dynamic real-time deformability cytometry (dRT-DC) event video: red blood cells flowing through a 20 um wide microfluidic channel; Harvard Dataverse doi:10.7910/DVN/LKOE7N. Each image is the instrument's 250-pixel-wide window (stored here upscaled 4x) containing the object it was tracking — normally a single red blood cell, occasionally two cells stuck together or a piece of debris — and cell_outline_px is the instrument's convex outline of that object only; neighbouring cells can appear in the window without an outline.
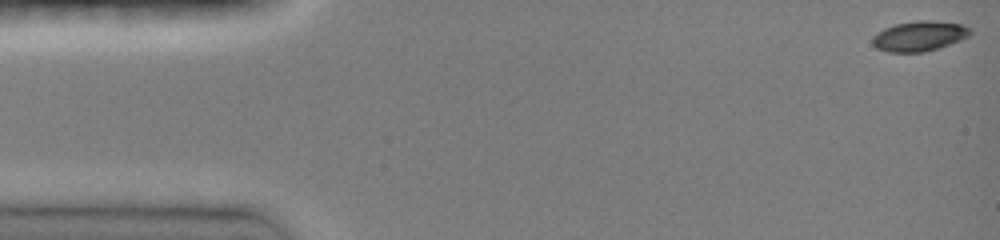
{"species": "common noctule bat (a hibernating species)", "species_latin": "Nyctalus noctula", "temperature_condition": "room temperature", "stored_images_in_passage": 45, "camera_frame_rate_fps": 3000, "um_per_image_px": 0.085, "animal": {"sex": "female", "body_mass_g": 19.0, "forearm_length_mm": 51.5}, "frame": {"image": 1, "passage_image": 1, "time_ms": 0.0, "image_size_px": [1000, 240], "cell_outline_px": [[972, 32], [968, 36], [960, 40], [924, 52], [888, 52], [876, 48], [872, 44], [872, 36], [884, 28], [896, 24], [916, 20], [928, 20], [960, 24], [972, 28]], "centroid_in_image_um": [78.12, 3.06], "position_along_channel_um": 6.9, "area_um2": 17.05}}
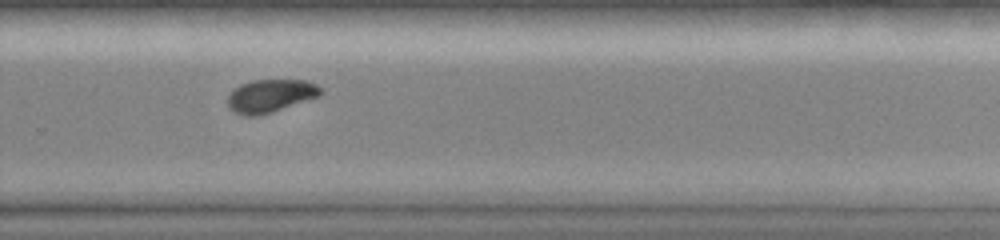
{"frame": {"image": 2, "passage_image": 32, "time_ms": 10.333, "image_size_px": [1000, 240], "cell_outline_px": [[324, 92], [320, 96], [272, 112], [256, 116], [244, 116], [228, 108], [228, 96], [240, 84], [252, 80], [304, 80], [316, 84]], "centroid_in_image_um": [23.0, 8.14], "position_along_channel_um": 306.8, "area_um2": 17.8}}
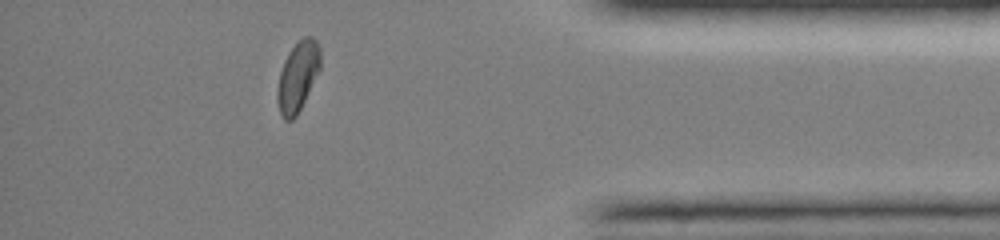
{"frame": {"image": 3, "passage_image": 41, "time_ms": 13.333, "image_size_px": [1000, 240], "cell_outline_px": [[320, 68], [296, 116], [292, 120], [284, 120], [280, 116], [276, 100], [276, 88], [280, 72], [284, 60], [288, 52], [304, 36], [312, 36], [316, 40], [320, 48]], "centroid_in_image_um": [25.27, 6.51], "position_along_channel_um": 409.9, "area_um2": 17.46}, "authors_computed_cell_mechanics": {"area_um2": 17.8024, "velocity_mm_per_s": 4.1121, "shape_relaxation_time_tau1_ms": 2.8552, "shape_relaxation_time_tau2_ms": null, "deformation_change_tau1": 0.1091, "deformation_change_tau2": null}}